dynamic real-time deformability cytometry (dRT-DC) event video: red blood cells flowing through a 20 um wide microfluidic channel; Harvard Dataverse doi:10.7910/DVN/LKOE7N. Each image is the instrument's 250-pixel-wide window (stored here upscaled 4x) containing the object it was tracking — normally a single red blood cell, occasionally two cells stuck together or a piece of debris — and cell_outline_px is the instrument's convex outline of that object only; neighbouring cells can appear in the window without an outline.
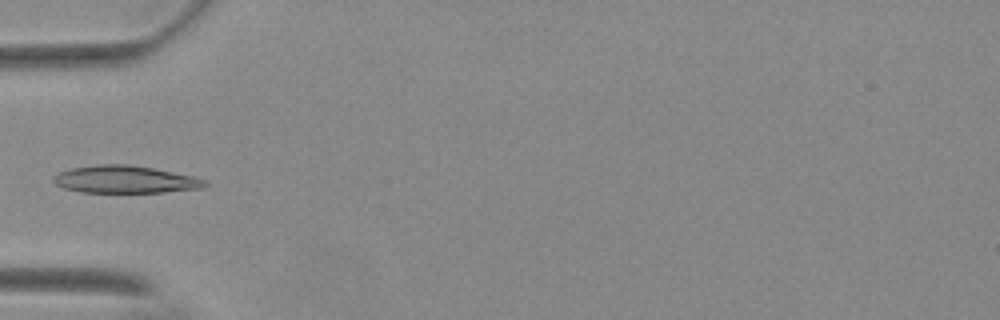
{"species": "Egyptian fruit bat (a non-hibernating species)", "species_latin": "Rousettus aegyptiacus", "temperature_condition": "warm", "stored_images_in_passage": 37, "camera_frame_rate_fps": 3000, "um_per_image_px": 0.085, "animal": {"sex": "female"}, "frame": {"image": 1, "passage_image": 1, "time_ms": 0.0, "image_size_px": [1000, 320], "cell_outline_px": [[208, 184], [204, 188], [164, 192], [80, 192], [64, 188], [56, 184], [52, 180], [52, 176], [60, 172], [72, 168], [96, 164], [128, 164], [152, 168], [196, 176], [204, 180]], "centroid_in_image_um": [10.64, 15.25], "position_along_channel_um": 74.4, "area_um2": 24.28}}
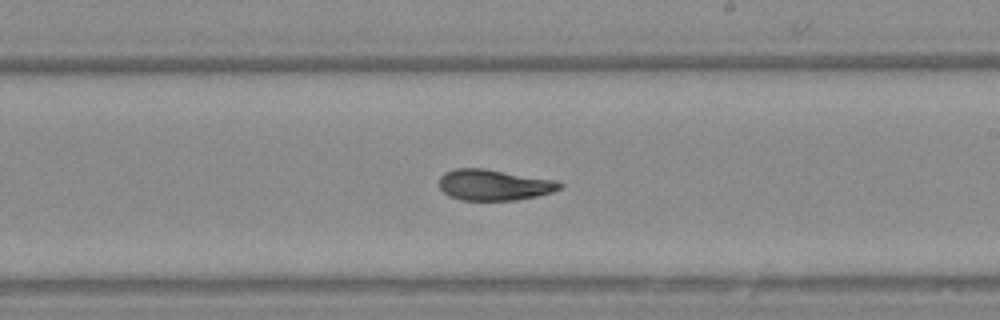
{"frame": {"image": 2, "passage_image": 15, "time_ms": 4.667, "image_size_px": [1000, 320], "cell_outline_px": [[564, 184], [560, 188], [552, 192], [536, 196], [516, 200], [460, 200], [448, 196], [440, 188], [440, 176], [444, 172], [456, 168], [484, 168], [556, 180]], "centroid_in_image_um": [41.97, 15.71], "position_along_channel_um": 247.0, "area_um2": 21.79}}
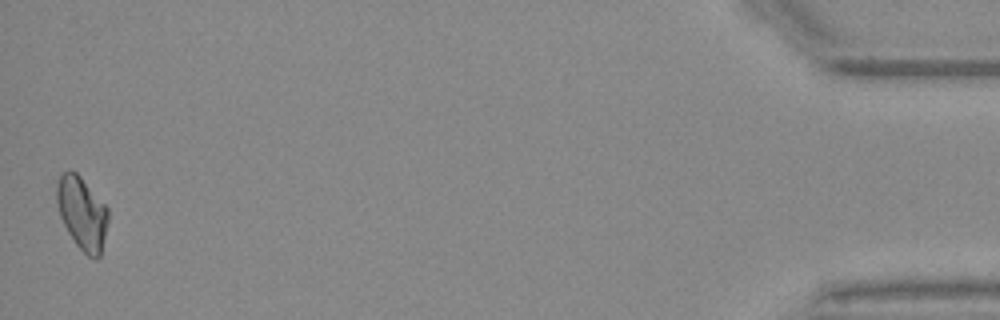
{"frame": {"image": 3, "passage_image": 37, "time_ms": 12.0, "image_size_px": [1000, 320], "cell_outline_px": [[108, 220], [100, 256], [96, 260], [88, 256], [76, 244], [68, 232], [60, 216], [56, 200], [56, 188], [60, 176], [68, 168], [76, 172], [80, 176], [108, 208]], "centroid_in_image_um": [6.97, 18.11], "position_along_channel_um": 428.2, "area_um2": 21.62}}